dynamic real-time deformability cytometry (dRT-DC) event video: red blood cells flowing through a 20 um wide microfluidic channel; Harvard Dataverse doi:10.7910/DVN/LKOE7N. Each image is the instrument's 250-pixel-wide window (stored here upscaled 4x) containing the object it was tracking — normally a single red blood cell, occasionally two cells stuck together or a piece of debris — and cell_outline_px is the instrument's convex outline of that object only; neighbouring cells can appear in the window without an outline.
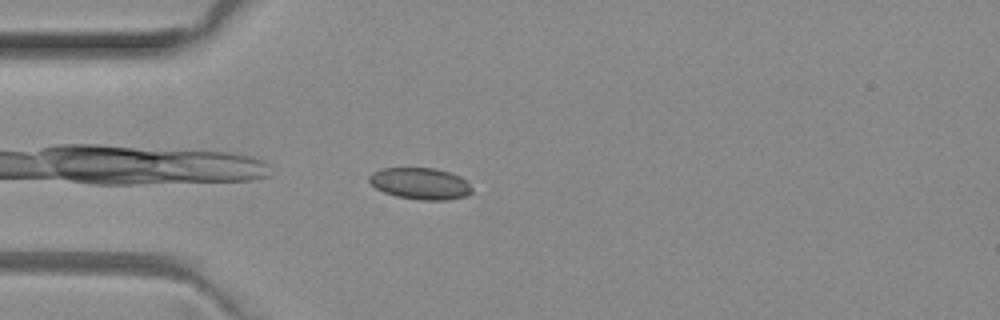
{"species": "common noctule bat (a hibernating species)", "species_latin": "Nyctalus noctula", "temperature_condition": "room temperature", "stored_images_in_passage": 4, "camera_frame_rate_fps": 3000, "um_per_image_px": 0.085, "animal": {"sex": "female", "body_mass_g": 29.2, "forearm_length_mm": 56.3}, "frame": {"image": 1, "passage_image": 3, "time_ms": 0.667, "image_size_px": [1000, 320], "cell_outline_px": [[472, 192], [468, 196], [448, 200], [420, 200], [396, 196], [384, 192], [376, 188], [368, 180], [368, 176], [372, 172], [384, 168], [436, 168], [460, 176], [468, 180], [472, 188]], "centroid_in_image_um": [35.76, 15.61], "position_along_channel_um": 49.2, "area_um2": 19.13}}